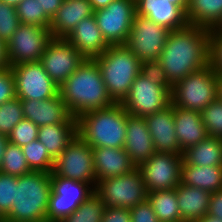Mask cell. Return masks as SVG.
<instances>
[{"label": "cell", "mask_w": 222, "mask_h": 222, "mask_svg": "<svg viewBox=\"0 0 222 222\" xmlns=\"http://www.w3.org/2000/svg\"><path fill=\"white\" fill-rule=\"evenodd\" d=\"M140 73L147 77L149 81L162 86L164 89H172L173 87L169 82L164 69L157 60L141 62Z\"/></svg>", "instance_id": "ab89813d"}, {"label": "cell", "mask_w": 222, "mask_h": 222, "mask_svg": "<svg viewBox=\"0 0 222 222\" xmlns=\"http://www.w3.org/2000/svg\"><path fill=\"white\" fill-rule=\"evenodd\" d=\"M176 137L180 149L198 144L208 136L201 112L173 106Z\"/></svg>", "instance_id": "cb8c5ba5"}, {"label": "cell", "mask_w": 222, "mask_h": 222, "mask_svg": "<svg viewBox=\"0 0 222 222\" xmlns=\"http://www.w3.org/2000/svg\"><path fill=\"white\" fill-rule=\"evenodd\" d=\"M170 32L166 27L136 14L125 45L141 62L155 61L159 59Z\"/></svg>", "instance_id": "8fae6325"}, {"label": "cell", "mask_w": 222, "mask_h": 222, "mask_svg": "<svg viewBox=\"0 0 222 222\" xmlns=\"http://www.w3.org/2000/svg\"><path fill=\"white\" fill-rule=\"evenodd\" d=\"M24 118L21 100L15 97L0 105V134L9 135Z\"/></svg>", "instance_id": "e575fe53"}, {"label": "cell", "mask_w": 222, "mask_h": 222, "mask_svg": "<svg viewBox=\"0 0 222 222\" xmlns=\"http://www.w3.org/2000/svg\"><path fill=\"white\" fill-rule=\"evenodd\" d=\"M182 156L186 164L222 166V138L207 136L198 144L187 147Z\"/></svg>", "instance_id": "83f0119b"}, {"label": "cell", "mask_w": 222, "mask_h": 222, "mask_svg": "<svg viewBox=\"0 0 222 222\" xmlns=\"http://www.w3.org/2000/svg\"><path fill=\"white\" fill-rule=\"evenodd\" d=\"M16 97L15 80L11 68L0 72V105Z\"/></svg>", "instance_id": "60d3db41"}, {"label": "cell", "mask_w": 222, "mask_h": 222, "mask_svg": "<svg viewBox=\"0 0 222 222\" xmlns=\"http://www.w3.org/2000/svg\"><path fill=\"white\" fill-rule=\"evenodd\" d=\"M52 172L58 177L89 183L95 189L92 148L76 135L55 160Z\"/></svg>", "instance_id": "9c48e42d"}, {"label": "cell", "mask_w": 222, "mask_h": 222, "mask_svg": "<svg viewBox=\"0 0 222 222\" xmlns=\"http://www.w3.org/2000/svg\"><path fill=\"white\" fill-rule=\"evenodd\" d=\"M183 156L155 152L137 169L142 175L147 192L175 189L180 184Z\"/></svg>", "instance_id": "9a60e30c"}, {"label": "cell", "mask_w": 222, "mask_h": 222, "mask_svg": "<svg viewBox=\"0 0 222 222\" xmlns=\"http://www.w3.org/2000/svg\"><path fill=\"white\" fill-rule=\"evenodd\" d=\"M175 190L183 222H197L208 214L211 192L182 184Z\"/></svg>", "instance_id": "d4e9b609"}, {"label": "cell", "mask_w": 222, "mask_h": 222, "mask_svg": "<svg viewBox=\"0 0 222 222\" xmlns=\"http://www.w3.org/2000/svg\"><path fill=\"white\" fill-rule=\"evenodd\" d=\"M208 215L222 219V189L211 193Z\"/></svg>", "instance_id": "f6af8a7d"}, {"label": "cell", "mask_w": 222, "mask_h": 222, "mask_svg": "<svg viewBox=\"0 0 222 222\" xmlns=\"http://www.w3.org/2000/svg\"><path fill=\"white\" fill-rule=\"evenodd\" d=\"M94 15L88 0H63L60 8L52 17L50 33L53 38H65L78 23Z\"/></svg>", "instance_id": "603a6c76"}, {"label": "cell", "mask_w": 222, "mask_h": 222, "mask_svg": "<svg viewBox=\"0 0 222 222\" xmlns=\"http://www.w3.org/2000/svg\"><path fill=\"white\" fill-rule=\"evenodd\" d=\"M180 184L211 193L219 191L222 189V166H196L183 161Z\"/></svg>", "instance_id": "484cf974"}, {"label": "cell", "mask_w": 222, "mask_h": 222, "mask_svg": "<svg viewBox=\"0 0 222 222\" xmlns=\"http://www.w3.org/2000/svg\"><path fill=\"white\" fill-rule=\"evenodd\" d=\"M65 38L89 59L103 54L110 46L97 26L94 15L81 20Z\"/></svg>", "instance_id": "44dd1931"}, {"label": "cell", "mask_w": 222, "mask_h": 222, "mask_svg": "<svg viewBox=\"0 0 222 222\" xmlns=\"http://www.w3.org/2000/svg\"><path fill=\"white\" fill-rule=\"evenodd\" d=\"M0 172L16 177L31 172L21 147L10 142L7 144Z\"/></svg>", "instance_id": "d6a6232c"}, {"label": "cell", "mask_w": 222, "mask_h": 222, "mask_svg": "<svg viewBox=\"0 0 222 222\" xmlns=\"http://www.w3.org/2000/svg\"><path fill=\"white\" fill-rule=\"evenodd\" d=\"M51 173L31 171L17 177L10 213L1 222H47Z\"/></svg>", "instance_id": "277c9868"}, {"label": "cell", "mask_w": 222, "mask_h": 222, "mask_svg": "<svg viewBox=\"0 0 222 222\" xmlns=\"http://www.w3.org/2000/svg\"><path fill=\"white\" fill-rule=\"evenodd\" d=\"M218 98L222 101V74H218Z\"/></svg>", "instance_id": "db71d44e"}, {"label": "cell", "mask_w": 222, "mask_h": 222, "mask_svg": "<svg viewBox=\"0 0 222 222\" xmlns=\"http://www.w3.org/2000/svg\"><path fill=\"white\" fill-rule=\"evenodd\" d=\"M96 181L131 173L136 166L124 148H92Z\"/></svg>", "instance_id": "7402d4cb"}, {"label": "cell", "mask_w": 222, "mask_h": 222, "mask_svg": "<svg viewBox=\"0 0 222 222\" xmlns=\"http://www.w3.org/2000/svg\"><path fill=\"white\" fill-rule=\"evenodd\" d=\"M128 115L121 103L85 112L77 118V135L91 148H124Z\"/></svg>", "instance_id": "3957f363"}, {"label": "cell", "mask_w": 222, "mask_h": 222, "mask_svg": "<svg viewBox=\"0 0 222 222\" xmlns=\"http://www.w3.org/2000/svg\"><path fill=\"white\" fill-rule=\"evenodd\" d=\"M210 35H222V16L215 26L210 30Z\"/></svg>", "instance_id": "f907efd6"}, {"label": "cell", "mask_w": 222, "mask_h": 222, "mask_svg": "<svg viewBox=\"0 0 222 222\" xmlns=\"http://www.w3.org/2000/svg\"><path fill=\"white\" fill-rule=\"evenodd\" d=\"M101 222H131V213L127 208H106Z\"/></svg>", "instance_id": "ee69618b"}, {"label": "cell", "mask_w": 222, "mask_h": 222, "mask_svg": "<svg viewBox=\"0 0 222 222\" xmlns=\"http://www.w3.org/2000/svg\"><path fill=\"white\" fill-rule=\"evenodd\" d=\"M185 15L189 25L211 30L222 16V0H189Z\"/></svg>", "instance_id": "f1b7e54d"}, {"label": "cell", "mask_w": 222, "mask_h": 222, "mask_svg": "<svg viewBox=\"0 0 222 222\" xmlns=\"http://www.w3.org/2000/svg\"><path fill=\"white\" fill-rule=\"evenodd\" d=\"M85 59L66 38L52 37L40 62L50 78L60 86Z\"/></svg>", "instance_id": "2e32d148"}, {"label": "cell", "mask_w": 222, "mask_h": 222, "mask_svg": "<svg viewBox=\"0 0 222 222\" xmlns=\"http://www.w3.org/2000/svg\"><path fill=\"white\" fill-rule=\"evenodd\" d=\"M91 3L93 11L106 8L113 0H88Z\"/></svg>", "instance_id": "c3c4849f"}, {"label": "cell", "mask_w": 222, "mask_h": 222, "mask_svg": "<svg viewBox=\"0 0 222 222\" xmlns=\"http://www.w3.org/2000/svg\"><path fill=\"white\" fill-rule=\"evenodd\" d=\"M129 115L145 117L171 105V89H164L139 74L121 103Z\"/></svg>", "instance_id": "4fadbf2b"}, {"label": "cell", "mask_w": 222, "mask_h": 222, "mask_svg": "<svg viewBox=\"0 0 222 222\" xmlns=\"http://www.w3.org/2000/svg\"><path fill=\"white\" fill-rule=\"evenodd\" d=\"M101 71L107 92L114 103H122L141 71V61L126 45H110L93 58Z\"/></svg>", "instance_id": "5b68a950"}, {"label": "cell", "mask_w": 222, "mask_h": 222, "mask_svg": "<svg viewBox=\"0 0 222 222\" xmlns=\"http://www.w3.org/2000/svg\"><path fill=\"white\" fill-rule=\"evenodd\" d=\"M145 122L153 139L155 152L173 153L182 155L176 137L173 105L162 111L146 115Z\"/></svg>", "instance_id": "ac0fdd59"}, {"label": "cell", "mask_w": 222, "mask_h": 222, "mask_svg": "<svg viewBox=\"0 0 222 222\" xmlns=\"http://www.w3.org/2000/svg\"><path fill=\"white\" fill-rule=\"evenodd\" d=\"M172 4L179 6L184 12H186L189 0H169Z\"/></svg>", "instance_id": "816d5d0a"}, {"label": "cell", "mask_w": 222, "mask_h": 222, "mask_svg": "<svg viewBox=\"0 0 222 222\" xmlns=\"http://www.w3.org/2000/svg\"><path fill=\"white\" fill-rule=\"evenodd\" d=\"M15 9L20 23L50 27L51 18L40 7L38 0H22Z\"/></svg>", "instance_id": "836d02e7"}, {"label": "cell", "mask_w": 222, "mask_h": 222, "mask_svg": "<svg viewBox=\"0 0 222 222\" xmlns=\"http://www.w3.org/2000/svg\"><path fill=\"white\" fill-rule=\"evenodd\" d=\"M136 14L164 26L170 31L185 28L188 21L185 12L169 0H135Z\"/></svg>", "instance_id": "ffe728a7"}, {"label": "cell", "mask_w": 222, "mask_h": 222, "mask_svg": "<svg viewBox=\"0 0 222 222\" xmlns=\"http://www.w3.org/2000/svg\"><path fill=\"white\" fill-rule=\"evenodd\" d=\"M124 149L136 168L155 153L153 139L144 117L127 116Z\"/></svg>", "instance_id": "d6986e66"}, {"label": "cell", "mask_w": 222, "mask_h": 222, "mask_svg": "<svg viewBox=\"0 0 222 222\" xmlns=\"http://www.w3.org/2000/svg\"><path fill=\"white\" fill-rule=\"evenodd\" d=\"M39 127L23 118L8 135L9 142L22 147L37 139Z\"/></svg>", "instance_id": "74e56055"}, {"label": "cell", "mask_w": 222, "mask_h": 222, "mask_svg": "<svg viewBox=\"0 0 222 222\" xmlns=\"http://www.w3.org/2000/svg\"><path fill=\"white\" fill-rule=\"evenodd\" d=\"M77 135V123H61L39 127L37 139L56 160Z\"/></svg>", "instance_id": "4316f807"}, {"label": "cell", "mask_w": 222, "mask_h": 222, "mask_svg": "<svg viewBox=\"0 0 222 222\" xmlns=\"http://www.w3.org/2000/svg\"><path fill=\"white\" fill-rule=\"evenodd\" d=\"M218 98V74L211 65L188 74L171 89V104L201 112Z\"/></svg>", "instance_id": "8992f818"}, {"label": "cell", "mask_w": 222, "mask_h": 222, "mask_svg": "<svg viewBox=\"0 0 222 222\" xmlns=\"http://www.w3.org/2000/svg\"><path fill=\"white\" fill-rule=\"evenodd\" d=\"M19 25L20 20L15 7L0 4V40L7 44Z\"/></svg>", "instance_id": "f35d334b"}, {"label": "cell", "mask_w": 222, "mask_h": 222, "mask_svg": "<svg viewBox=\"0 0 222 222\" xmlns=\"http://www.w3.org/2000/svg\"><path fill=\"white\" fill-rule=\"evenodd\" d=\"M22 0H1V2L3 4H7L9 6H13V7H17L18 4L21 2Z\"/></svg>", "instance_id": "11a10c76"}, {"label": "cell", "mask_w": 222, "mask_h": 222, "mask_svg": "<svg viewBox=\"0 0 222 222\" xmlns=\"http://www.w3.org/2000/svg\"><path fill=\"white\" fill-rule=\"evenodd\" d=\"M105 209L101 198L93 192L73 213L60 222H101Z\"/></svg>", "instance_id": "4dcf8cb0"}, {"label": "cell", "mask_w": 222, "mask_h": 222, "mask_svg": "<svg viewBox=\"0 0 222 222\" xmlns=\"http://www.w3.org/2000/svg\"><path fill=\"white\" fill-rule=\"evenodd\" d=\"M210 65L222 74V35H210Z\"/></svg>", "instance_id": "7bdbcfd3"}, {"label": "cell", "mask_w": 222, "mask_h": 222, "mask_svg": "<svg viewBox=\"0 0 222 222\" xmlns=\"http://www.w3.org/2000/svg\"><path fill=\"white\" fill-rule=\"evenodd\" d=\"M131 222H159L148 200L130 208Z\"/></svg>", "instance_id": "b9f144b4"}, {"label": "cell", "mask_w": 222, "mask_h": 222, "mask_svg": "<svg viewBox=\"0 0 222 222\" xmlns=\"http://www.w3.org/2000/svg\"><path fill=\"white\" fill-rule=\"evenodd\" d=\"M197 222H222V219L207 214Z\"/></svg>", "instance_id": "f5cc1de1"}, {"label": "cell", "mask_w": 222, "mask_h": 222, "mask_svg": "<svg viewBox=\"0 0 222 222\" xmlns=\"http://www.w3.org/2000/svg\"><path fill=\"white\" fill-rule=\"evenodd\" d=\"M59 94L75 118L85 112L104 109L114 104L97 62L89 58L59 86Z\"/></svg>", "instance_id": "7a4b0ae2"}, {"label": "cell", "mask_w": 222, "mask_h": 222, "mask_svg": "<svg viewBox=\"0 0 222 222\" xmlns=\"http://www.w3.org/2000/svg\"><path fill=\"white\" fill-rule=\"evenodd\" d=\"M15 80L16 97L20 100H45L59 94L57 85L40 61L10 66Z\"/></svg>", "instance_id": "7c38bea8"}, {"label": "cell", "mask_w": 222, "mask_h": 222, "mask_svg": "<svg viewBox=\"0 0 222 222\" xmlns=\"http://www.w3.org/2000/svg\"><path fill=\"white\" fill-rule=\"evenodd\" d=\"M208 136L222 138V101L217 98L201 111Z\"/></svg>", "instance_id": "d590c367"}, {"label": "cell", "mask_w": 222, "mask_h": 222, "mask_svg": "<svg viewBox=\"0 0 222 222\" xmlns=\"http://www.w3.org/2000/svg\"><path fill=\"white\" fill-rule=\"evenodd\" d=\"M9 67L10 65L7 57V44L0 40V72Z\"/></svg>", "instance_id": "7dc6e473"}, {"label": "cell", "mask_w": 222, "mask_h": 222, "mask_svg": "<svg viewBox=\"0 0 222 222\" xmlns=\"http://www.w3.org/2000/svg\"><path fill=\"white\" fill-rule=\"evenodd\" d=\"M21 149L31 171L46 173L53 171L55 160L49 155L47 149L38 139L22 146Z\"/></svg>", "instance_id": "1f68e13d"}, {"label": "cell", "mask_w": 222, "mask_h": 222, "mask_svg": "<svg viewBox=\"0 0 222 222\" xmlns=\"http://www.w3.org/2000/svg\"><path fill=\"white\" fill-rule=\"evenodd\" d=\"M8 143H9L8 136L0 134V168L2 165L5 149Z\"/></svg>", "instance_id": "681fc988"}, {"label": "cell", "mask_w": 222, "mask_h": 222, "mask_svg": "<svg viewBox=\"0 0 222 222\" xmlns=\"http://www.w3.org/2000/svg\"><path fill=\"white\" fill-rule=\"evenodd\" d=\"M17 177L0 172V220L2 221L11 211Z\"/></svg>", "instance_id": "8d00e7d4"}, {"label": "cell", "mask_w": 222, "mask_h": 222, "mask_svg": "<svg viewBox=\"0 0 222 222\" xmlns=\"http://www.w3.org/2000/svg\"><path fill=\"white\" fill-rule=\"evenodd\" d=\"M23 116L38 127L61 123H77L60 94L45 100H21Z\"/></svg>", "instance_id": "e0dca14e"}, {"label": "cell", "mask_w": 222, "mask_h": 222, "mask_svg": "<svg viewBox=\"0 0 222 222\" xmlns=\"http://www.w3.org/2000/svg\"><path fill=\"white\" fill-rule=\"evenodd\" d=\"M136 15L135 0H113L94 11L97 26L109 45H125Z\"/></svg>", "instance_id": "30bf717a"}, {"label": "cell", "mask_w": 222, "mask_h": 222, "mask_svg": "<svg viewBox=\"0 0 222 222\" xmlns=\"http://www.w3.org/2000/svg\"><path fill=\"white\" fill-rule=\"evenodd\" d=\"M147 200L151 204L159 222H183L175 189L148 192Z\"/></svg>", "instance_id": "f546056e"}, {"label": "cell", "mask_w": 222, "mask_h": 222, "mask_svg": "<svg viewBox=\"0 0 222 222\" xmlns=\"http://www.w3.org/2000/svg\"><path fill=\"white\" fill-rule=\"evenodd\" d=\"M63 0H38L40 7L52 19L60 8Z\"/></svg>", "instance_id": "bcb514c9"}, {"label": "cell", "mask_w": 222, "mask_h": 222, "mask_svg": "<svg viewBox=\"0 0 222 222\" xmlns=\"http://www.w3.org/2000/svg\"><path fill=\"white\" fill-rule=\"evenodd\" d=\"M51 39L49 28L20 23L7 43L9 65L40 61Z\"/></svg>", "instance_id": "5bb4252c"}, {"label": "cell", "mask_w": 222, "mask_h": 222, "mask_svg": "<svg viewBox=\"0 0 222 222\" xmlns=\"http://www.w3.org/2000/svg\"><path fill=\"white\" fill-rule=\"evenodd\" d=\"M105 208H133L147 200V190L140 171L99 180L94 189Z\"/></svg>", "instance_id": "52a82bcc"}, {"label": "cell", "mask_w": 222, "mask_h": 222, "mask_svg": "<svg viewBox=\"0 0 222 222\" xmlns=\"http://www.w3.org/2000/svg\"><path fill=\"white\" fill-rule=\"evenodd\" d=\"M157 61L172 85L210 65V30L188 24L171 31Z\"/></svg>", "instance_id": "6da1fadb"}, {"label": "cell", "mask_w": 222, "mask_h": 222, "mask_svg": "<svg viewBox=\"0 0 222 222\" xmlns=\"http://www.w3.org/2000/svg\"><path fill=\"white\" fill-rule=\"evenodd\" d=\"M51 187L47 222H60L95 191L89 183L58 177L53 172H51Z\"/></svg>", "instance_id": "ba28073f"}]
</instances>
